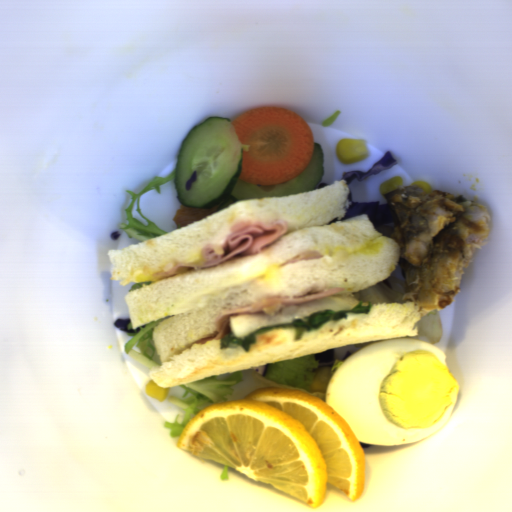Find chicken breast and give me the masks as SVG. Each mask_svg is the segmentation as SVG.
Instances as JSON below:
<instances>
[{"label":"chicken breast","instance_id":"1","mask_svg":"<svg viewBox=\"0 0 512 512\" xmlns=\"http://www.w3.org/2000/svg\"><path fill=\"white\" fill-rule=\"evenodd\" d=\"M218 207L215 208H196L180 204L173 222L179 227H186L195 222L203 220L217 211Z\"/></svg>","mask_w":512,"mask_h":512}]
</instances>
